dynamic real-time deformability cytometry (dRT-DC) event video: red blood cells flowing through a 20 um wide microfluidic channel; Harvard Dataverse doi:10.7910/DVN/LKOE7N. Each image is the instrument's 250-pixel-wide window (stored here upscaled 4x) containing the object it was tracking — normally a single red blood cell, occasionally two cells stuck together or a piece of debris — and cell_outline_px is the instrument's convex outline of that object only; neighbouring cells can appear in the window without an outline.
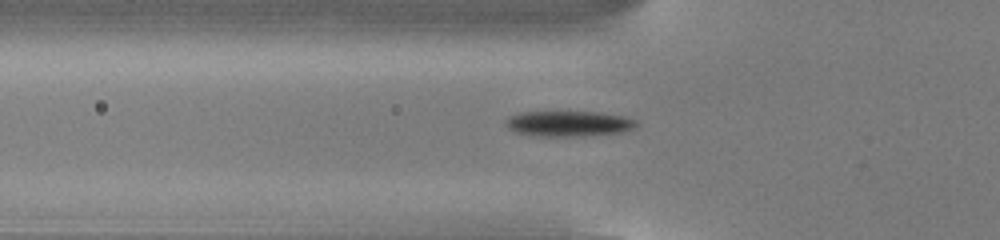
{"species": "common noctule bat (a hibernating species)", "species_latin": "Nyctalus noctula", "temperature_condition": "cold", "stored_images_in_passage": 49, "camera_frame_rate_fps": 3000, "um_per_image_px": 0.085, "animal": {"sex": "male", "body_mass_g": 13.0, "forearm_length_mm": 53.1}, "frame": {"image": 1, "passage_image": 19, "time_ms": 6.0, "image_size_px": [1000, 240], "cell_outline_px": [[640, 124], [636, 128], [620, 132], [580, 136], [544, 136], [516, 132], [508, 128], [504, 124], [504, 120], [508, 116], [520, 112], [600, 112], [624, 116], [636, 120]], "centroid_in_image_um": [48.35, 10.5], "position_along_channel_um": 77.5, "area_um2": 19.48}}
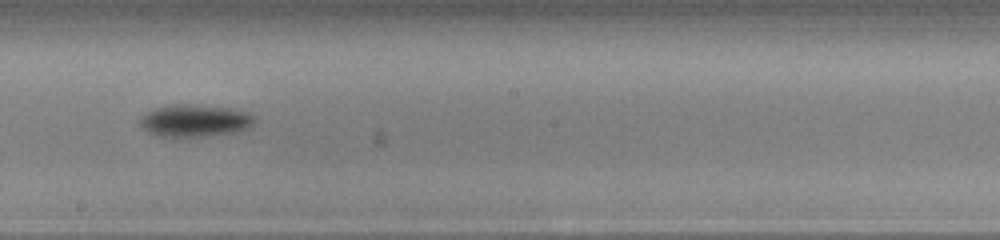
{"frame": {"image": 2, "passage_image": 31, "time_ms": 10.0, "image_size_px": [1000, 240], "cell_outline_px": [[256, 120], [248, 128], [236, 132], [180, 140], [160, 136], [148, 132], [140, 128], [140, 120], [148, 112], [156, 108], [172, 104], [192, 104], [228, 108], [244, 112], [256, 116]], "centroid_in_image_um": [16.54, 10.3], "position_along_channel_um": 231.7, "area_um2": 22.02}}
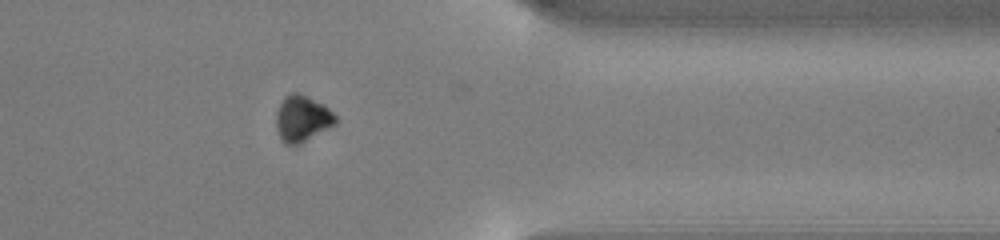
{"frame": {"image": 3, "passage_image": 44, "time_ms": 14.333, "image_size_px": [1000, 240], "cell_outline_px": [[336, 124], [300, 144], [284, 144], [280, 140], [276, 128], [276, 112], [284, 96], [292, 92], [296, 92], [324, 104], [336, 116]], "centroid_in_image_um": [25.66, 10.09], "position_along_channel_um": 385.7, "area_um2": 16.01}, "authors_computed_cell_mechanics": {"area_um2": 18.4382, "velocity_mm_per_s": 3.8443, "shape_relaxation_time_tau1_ms": 1.2132, "shape_relaxation_time_tau2_ms": null, "deformation_change_tau1": 0.1168, "deformation_change_tau2": null}}